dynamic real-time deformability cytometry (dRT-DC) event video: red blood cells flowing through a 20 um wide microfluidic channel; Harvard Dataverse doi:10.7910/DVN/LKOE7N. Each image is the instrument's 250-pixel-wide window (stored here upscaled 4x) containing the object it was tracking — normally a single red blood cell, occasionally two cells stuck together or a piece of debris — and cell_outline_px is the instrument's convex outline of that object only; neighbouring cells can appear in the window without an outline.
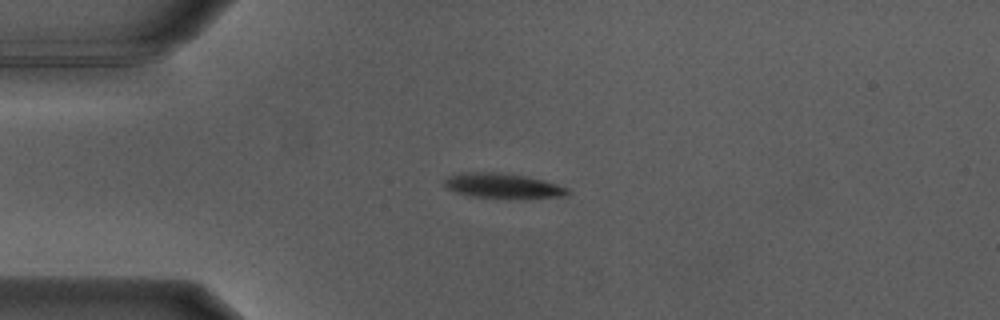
{"species": "Egyptian fruit bat (a non-hibernating species)", "species_latin": "Rousettus aegyptiacus", "temperature_condition": "warm", "stored_images_in_passage": 46, "camera_frame_rate_fps": 3000, "um_per_image_px": 0.085, "animal": {"sex": "male"}, "frame": {"image": 1, "passage_image": 5, "time_ms": 1.333, "image_size_px": [1000, 320], "cell_outline_px": [[568, 192], [560, 196], [476, 196], [456, 192], [448, 188], [444, 184], [444, 180], [448, 176], [460, 172], [496, 172], [524, 176], [544, 180], [568, 188]], "centroid_in_image_um": [42.64, 15.73], "position_along_channel_um": 42.4, "area_um2": 16.76}}
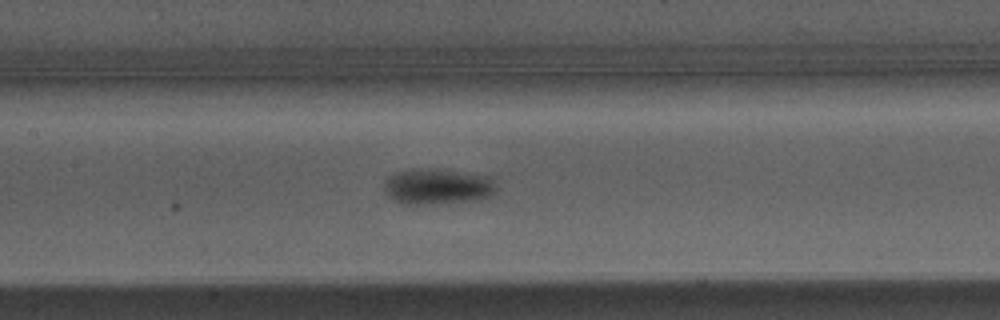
{"frame": {"image": 2, "passage_image": 17, "time_ms": 5.333, "image_size_px": [1000, 320], "cell_outline_px": [[496, 192], [488, 196], [476, 200], [428, 204], [404, 204], [388, 196], [384, 192], [384, 184], [388, 176], [396, 172], [436, 168], [496, 176]], "centroid_in_image_um": [37.26, 15.84], "position_along_channel_um": 170.1, "area_um2": 23.58}}
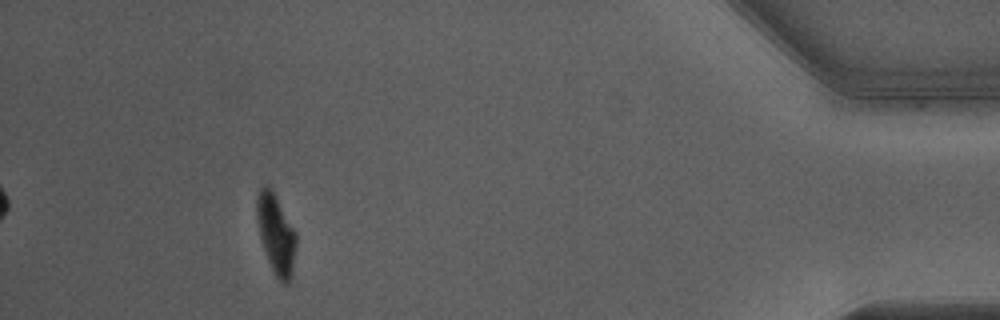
{"frame": {"image": 3, "passage_image": 41, "time_ms": 13.333, "image_size_px": [1000, 320], "cell_outline_px": [[296, 244], [292, 272], [288, 284], [284, 284], [276, 276], [268, 260], [260, 236], [256, 212], [256, 196], [260, 188], [264, 184], [268, 184], [276, 196], [296, 232]], "centroid_in_image_um": [23.45, 19.84], "position_along_channel_um": 411.7, "area_um2": 18.03}, "authors_computed_cell_mechanics": {"area_um2": 19.5653, "velocity_mm_per_s": 3.8131, "shape_relaxation_time_tau1_ms": 1.8131, "shape_relaxation_time_tau2_ms": null, "deformation_change_tau1": 0.1717, "deformation_change_tau2": null}}